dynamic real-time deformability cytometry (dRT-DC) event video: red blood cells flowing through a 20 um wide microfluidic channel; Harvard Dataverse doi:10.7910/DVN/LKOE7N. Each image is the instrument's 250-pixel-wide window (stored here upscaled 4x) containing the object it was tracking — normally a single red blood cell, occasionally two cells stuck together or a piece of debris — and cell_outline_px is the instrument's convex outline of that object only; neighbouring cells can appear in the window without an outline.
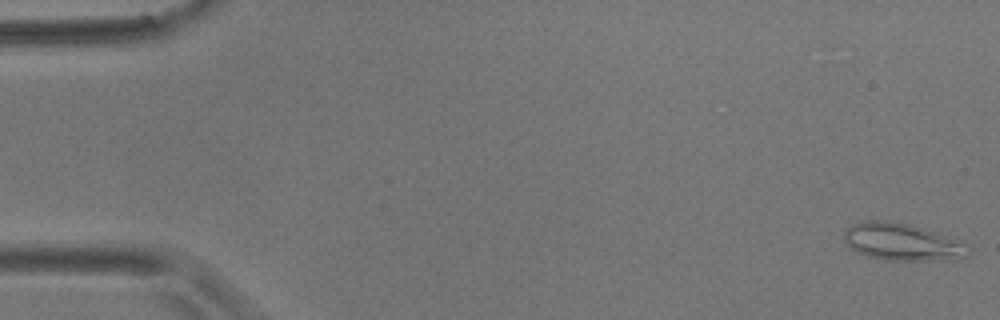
{"species": "common noctule bat (a hibernating species)", "species_latin": "Nyctalus noctula", "temperature_condition": "room temperature", "stored_images_in_passage": 55, "camera_frame_rate_fps": 3000, "um_per_image_px": 0.085, "animal": {"sex": "male", "body_mass_g": 17.9}, "frame": {"image": 1, "passage_image": 1, "time_ms": 0.0, "image_size_px": [1000, 320], "cell_outline_px": [[972, 252], [968, 256], [956, 260], [888, 260], [868, 256], [856, 252], [844, 240], [844, 228], [860, 220], [888, 220], [908, 224], [964, 240], [972, 248]], "centroid_in_image_um": [76.76, 20.56], "position_along_channel_um": 8.2, "area_um2": 27.63}}
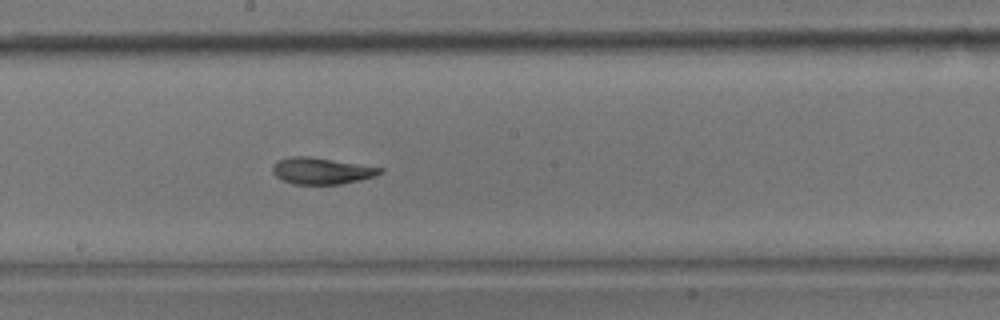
{"frame": {"image": 2, "passage_image": 30, "time_ms": 9.667, "image_size_px": [1000, 320], "cell_outline_px": [[384, 172], [360, 180], [340, 184], [292, 184], [280, 180], [272, 172], [272, 164], [276, 160], [292, 156], [312, 156], [384, 168]], "centroid_in_image_um": [27.28, 14.51], "position_along_channel_um": 220.9, "area_um2": 16.82}}
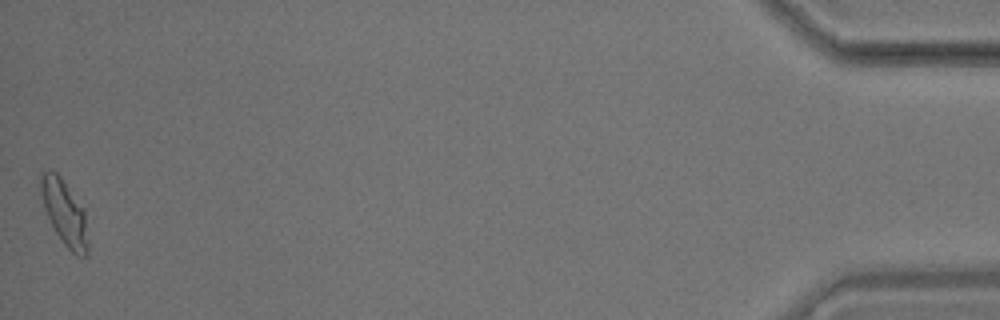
{"frame": {"image": 3, "passage_image": 55, "time_ms": 18.0, "image_size_px": [1000, 320], "cell_outline_px": [[88, 256], [76, 256], [64, 244], [56, 232], [44, 208], [40, 192], [40, 172], [48, 168], [56, 172], [60, 176], [84, 208], [88, 244]], "centroid_in_image_um": [5.47, 18.04], "position_along_channel_um": 429.7, "area_um2": 17.98}, "authors_computed_cell_mechanics": {"area_um2": 17.3978, "velocity_mm_per_s": 3.6276, "shape_relaxation_time_tau1_ms": 4.4364, "shape_relaxation_time_tau2_ms": 2.2362, "deformation_change_tau1": 0.175, "deformation_change_tau2": 0.0723}}